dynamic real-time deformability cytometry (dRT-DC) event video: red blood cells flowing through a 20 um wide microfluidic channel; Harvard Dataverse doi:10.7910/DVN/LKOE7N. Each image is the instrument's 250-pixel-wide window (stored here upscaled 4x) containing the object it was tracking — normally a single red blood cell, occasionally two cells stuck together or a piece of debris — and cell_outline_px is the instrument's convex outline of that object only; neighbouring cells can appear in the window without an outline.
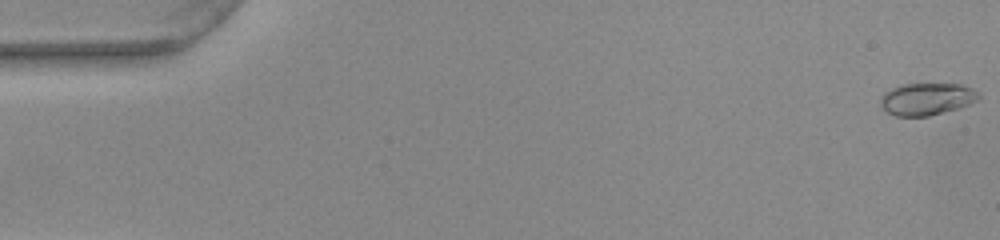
{"species": "common noctule bat (a hibernating species)", "species_latin": "Nyctalus noctula", "temperature_condition": "warm", "stored_images_in_passage": 48, "camera_frame_rate_fps": 3000, "um_per_image_px": 0.085, "animal": {"sex": "female", "body_mass_g": 22.0, "forearm_length_mm": 56.7}, "frame": {"image": 1, "passage_image": 1, "time_ms": 0.0, "image_size_px": [1000, 240], "cell_outline_px": [[980, 96], [976, 100], [968, 104], [956, 108], [928, 116], [896, 116], [888, 112], [880, 104], [880, 96], [884, 92], [900, 84], [960, 84], [972, 88]], "centroid_in_image_um": [78.72, 8.4], "position_along_channel_um": 6.3, "area_um2": 18.15}}
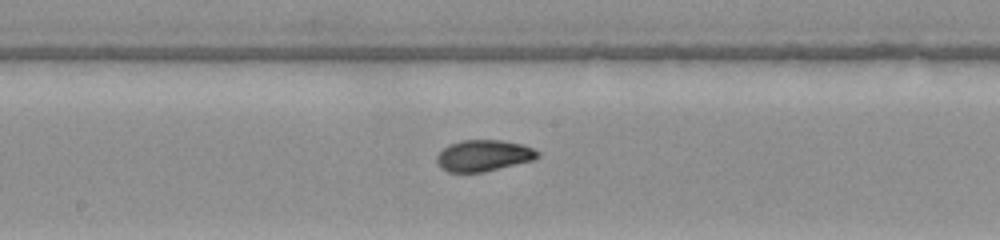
{"frame": {"image": 2, "passage_image": 28, "time_ms": 9.0, "image_size_px": [1000, 240], "cell_outline_px": [[540, 156], [532, 160], [484, 172], [448, 172], [440, 168], [436, 160], [436, 156], [448, 144], [460, 140], [500, 140], [524, 144], [540, 152]], "centroid_in_image_um": [41.09, 13.22], "position_along_channel_um": 207.1, "area_um2": 18.5}}
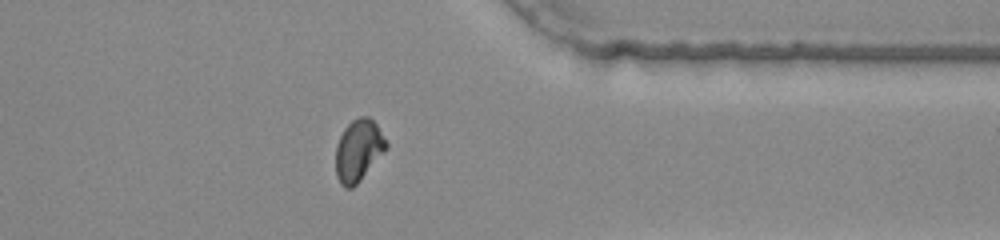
{"frame": {"image": 3, "passage_image": 42, "time_ms": 13.667, "image_size_px": [1000, 240], "cell_outline_px": [[388, 148], [360, 180], [352, 188], [344, 188], [340, 184], [336, 176], [336, 144], [344, 128], [352, 120], [360, 116], [368, 116], [376, 124], [388, 144]], "centroid_in_image_um": [30.45, 12.79], "position_along_channel_um": 380.9, "area_um2": 18.15}, "authors_computed_cell_mechanics": {"area_um2": 18.207, "velocity_mm_per_s": 3.9427, "shape_relaxation_time_tau1_ms": 5.823, "shape_relaxation_time_tau2_ms": 0.7844, "deformation_change_tau1": 0.1876, "deformation_change_tau2": 0.0369}}